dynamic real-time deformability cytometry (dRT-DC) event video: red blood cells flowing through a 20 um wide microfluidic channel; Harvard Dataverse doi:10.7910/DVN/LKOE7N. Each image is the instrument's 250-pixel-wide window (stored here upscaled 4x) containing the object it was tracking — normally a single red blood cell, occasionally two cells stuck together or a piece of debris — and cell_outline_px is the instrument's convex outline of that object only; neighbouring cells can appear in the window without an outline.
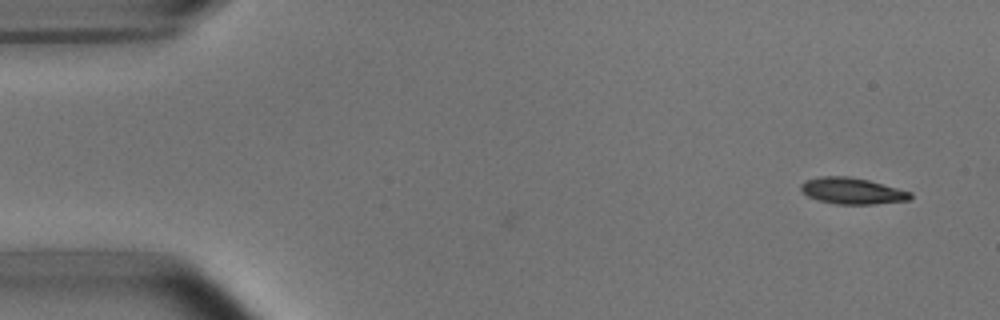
{"species": "common noctule bat (a hibernating species)", "species_latin": "Nyctalus noctula", "temperature_condition": "room temperature", "stored_images_in_passage": 7, "camera_frame_rate_fps": 3000, "um_per_image_px": 0.085, "animal": {"sex": "male", "body_mass_g": 15.6}, "frame": {"image": 1, "passage_image": 7, "time_ms": 2.0, "image_size_px": [1000, 320], "cell_outline_px": [[912, 196], [908, 200], [876, 204], [836, 204], [820, 200], [808, 196], [800, 188], [800, 184], [804, 180], [820, 176], [848, 176], [868, 180], [912, 192]], "centroid_in_image_um": [72.42, 16.22], "position_along_channel_um": 12.6, "area_um2": 16.7}}